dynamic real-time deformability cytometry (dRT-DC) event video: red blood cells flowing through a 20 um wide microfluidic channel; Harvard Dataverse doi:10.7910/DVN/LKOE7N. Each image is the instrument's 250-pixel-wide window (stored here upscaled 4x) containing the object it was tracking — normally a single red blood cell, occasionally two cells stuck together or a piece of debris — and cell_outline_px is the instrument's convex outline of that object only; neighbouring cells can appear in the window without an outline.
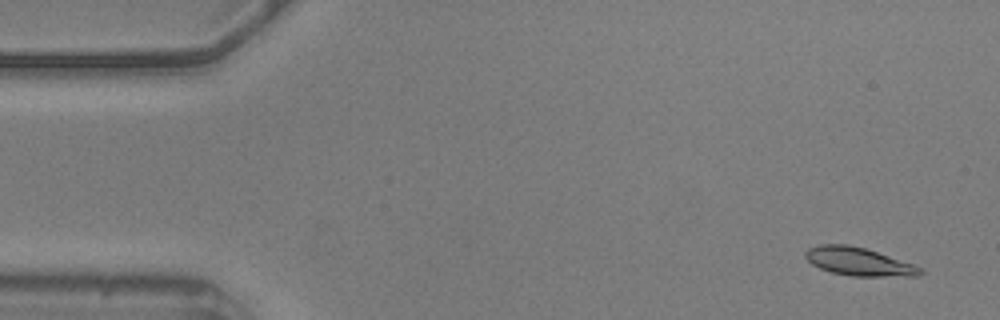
{"species": "common noctule bat (a hibernating species)", "species_latin": "Nyctalus noctula", "temperature_condition": "warm", "stored_images_in_passage": 57, "camera_frame_rate_fps": 3000, "um_per_image_px": 0.085, "animal": {"sex": "male", "body_mass_g": 20.5, "forearm_length_mm": 52.5}, "frame": {"image": 1, "passage_image": 3, "time_ms": 0.667, "image_size_px": [1000, 320], "cell_outline_px": [[924, 272], [920, 276], [852, 276], [832, 272], [820, 268], [812, 264], [804, 256], [804, 252], [808, 248], [820, 244], [848, 244], [864, 248], [912, 264], [920, 268]], "centroid_in_image_um": [72.95, 22.23], "position_along_channel_um": 12.1, "area_um2": 18.61}}
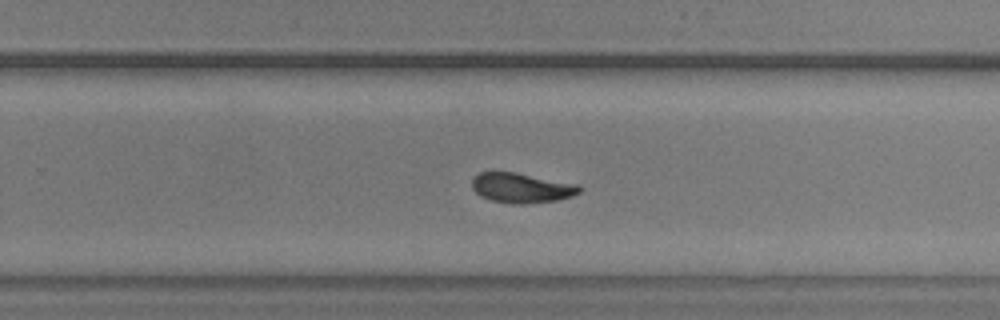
{"frame": {"image": 2, "passage_image": 35, "time_ms": 11.333, "image_size_px": [1000, 320], "cell_outline_px": [[580, 192], [572, 196], [556, 200], [524, 204], [512, 204], [492, 200], [480, 196], [472, 188], [472, 180], [480, 172], [516, 172], [576, 184], [580, 188]], "centroid_in_image_um": [44.3, 15.97], "position_along_channel_um": 285.5, "area_um2": 18.5}}
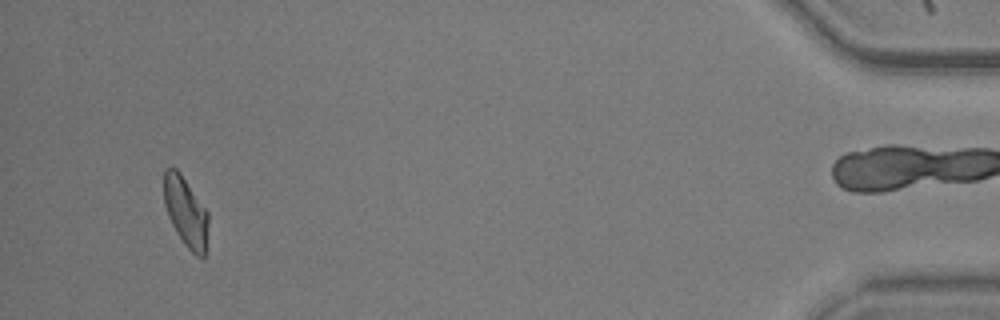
{"frame": {"image": 3, "passage_image": 53, "time_ms": 17.333, "image_size_px": [1000, 320], "cell_outline_px": [[208, 224], [204, 260], [196, 256], [188, 248], [176, 232], [168, 216], [164, 204], [164, 168], [176, 168], [180, 172], [208, 212]], "centroid_in_image_um": [15.79, 18.01], "position_along_channel_um": 419.4, "area_um2": 17.98}, "authors_computed_cell_mechanics": {"area_um2": 18.7272, "velocity_mm_per_s": 3.5926, "shape_relaxation_time_tau1_ms": 4.347, "shape_relaxation_time_tau2_ms": null, "deformation_change_tau1": 0.1724, "deformation_change_tau2": null}}